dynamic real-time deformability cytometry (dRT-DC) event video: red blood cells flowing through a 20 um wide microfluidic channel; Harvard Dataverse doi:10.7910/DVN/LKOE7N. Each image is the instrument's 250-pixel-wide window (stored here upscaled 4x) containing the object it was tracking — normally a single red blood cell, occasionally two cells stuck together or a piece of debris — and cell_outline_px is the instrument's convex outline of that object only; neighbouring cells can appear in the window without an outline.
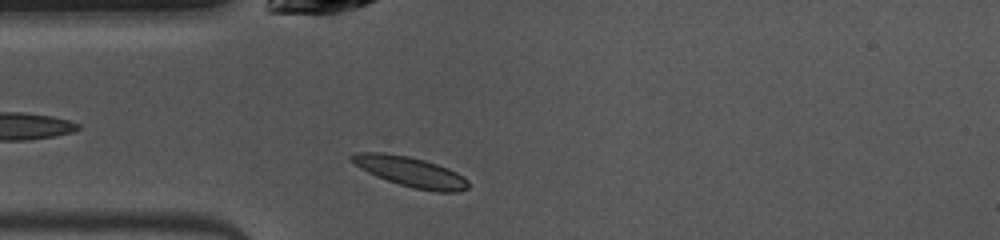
{"species": "common noctule bat (a hibernating species)", "species_latin": "Nyctalus noctula", "temperature_condition": "warm", "stored_images_in_passage": 39, "camera_frame_rate_fps": 3000, "um_per_image_px": 0.085, "animal": {"sex": "female", "body_mass_g": 10.0, "forearm_length_mm": 53.1}, "frame": {"image": 1, "passage_image": 2, "time_ms": 0.333, "image_size_px": [1000, 240], "cell_outline_px": [[468, 188], [460, 192], [436, 192], [412, 188], [388, 180], [368, 172], [360, 168], [348, 156], [356, 152], [380, 152], [408, 156], [424, 160], [448, 168], [464, 176], [468, 180]], "centroid_in_image_um": [34.93, 14.61], "position_along_channel_um": 50.1, "area_um2": 20.29}}
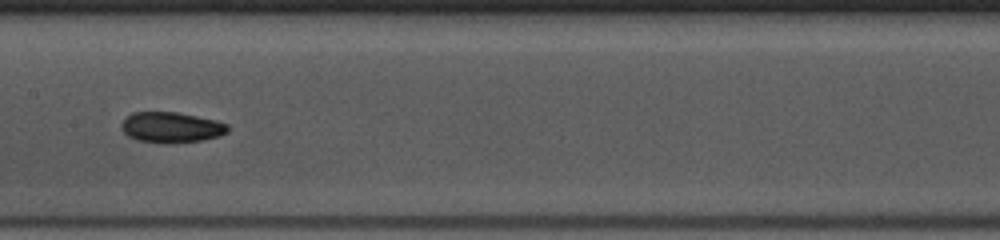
{"frame": {"image": 2, "passage_image": 13, "time_ms": 4.0, "image_size_px": [1000, 240], "cell_outline_px": [[228, 132], [220, 136], [204, 140], [172, 144], [168, 144], [136, 140], [128, 136], [120, 128], [120, 124], [132, 112], [176, 112], [216, 120], [228, 124]], "centroid_in_image_um": [14.56, 10.84], "position_along_channel_um": 192.8, "area_um2": 19.19}}
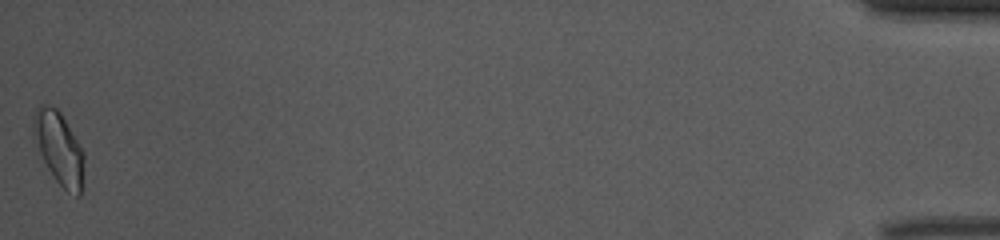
{"frame": {"image": 3, "passage_image": 39, "time_ms": 12.667, "image_size_px": [1000, 240], "cell_outline_px": [[84, 160], [80, 196], [76, 196], [68, 192], [56, 180], [48, 168], [32, 136], [32, 120], [36, 108], [40, 104], [44, 104], [56, 108], [60, 112], [84, 152]], "centroid_in_image_um": [4.99, 12.57], "position_along_channel_um": 430.2, "area_um2": 21.15}, "authors_computed_cell_mechanics": {"area_um2": 18.5538, "velocity_mm_per_s": 3.9727, "shape_relaxation_time_tau1_ms": 4.3687, "shape_relaxation_time_tau2_ms": 2.6833, "deformation_change_tau1": 0.1583, "deformation_change_tau2": 0.0786}}